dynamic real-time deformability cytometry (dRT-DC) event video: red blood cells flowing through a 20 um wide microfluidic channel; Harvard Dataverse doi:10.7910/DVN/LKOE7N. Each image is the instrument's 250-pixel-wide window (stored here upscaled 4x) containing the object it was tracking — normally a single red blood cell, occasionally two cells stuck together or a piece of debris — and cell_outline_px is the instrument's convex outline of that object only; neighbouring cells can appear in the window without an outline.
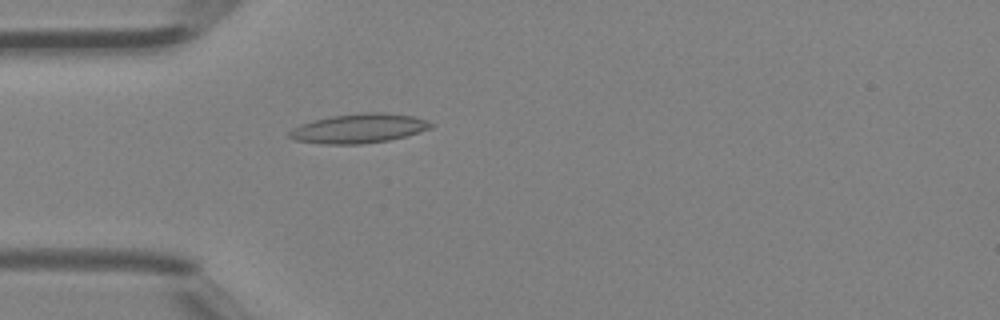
{"species": "Egyptian fruit bat (a non-hibernating species)", "species_latin": "Rousettus aegyptiacus", "temperature_condition": "room temperature", "stored_images_in_passage": 4, "camera_frame_rate_fps": 3000, "um_per_image_px": 0.085, "animal": {"sex": "female"}, "frame": {"image": 1, "passage_image": 4, "time_ms": 1.0, "image_size_px": [1000, 320], "cell_outline_px": [[436, 124], [432, 128], [404, 136], [388, 140], [360, 144], [320, 144], [296, 140], [288, 136], [288, 132], [292, 128], [300, 124], [312, 120], [332, 116], [368, 112], [384, 112], [412, 116], [428, 120]], "centroid_in_image_um": [30.5, 10.91], "position_along_channel_um": 54.5, "area_um2": 24.22}}